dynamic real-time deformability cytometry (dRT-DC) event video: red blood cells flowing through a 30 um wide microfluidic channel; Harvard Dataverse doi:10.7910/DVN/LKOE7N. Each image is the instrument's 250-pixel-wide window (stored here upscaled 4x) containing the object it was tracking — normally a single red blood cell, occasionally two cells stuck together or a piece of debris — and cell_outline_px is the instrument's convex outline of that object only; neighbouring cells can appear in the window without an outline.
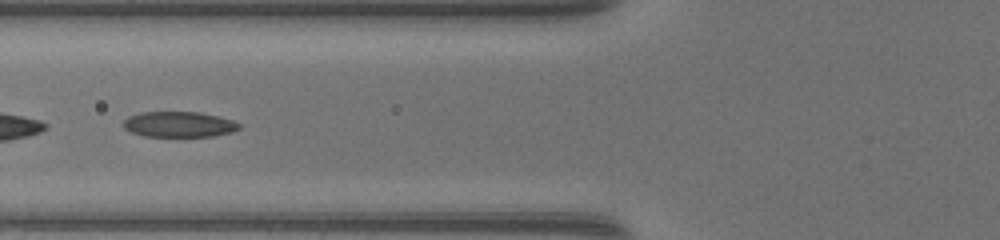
{"species": "common noctule bat (a hibernating species)", "species_latin": "Nyctalus noctula", "temperature_condition": "warm", "stored_images_in_passage": 48, "segment_of_instrument_passage": [2, 2], "camera_frame_rate_fps": 3000, "um_per_image_px": 0.085, "animal": {"sex": "female", "body_mass_g": 17.0, "forearm_length_mm": 48.0}, "frame": {"image": 1, "passage_image": 21, "time_ms": 6.667, "image_size_px": [1000, 240], "cell_outline_px": [[240, 128], [232, 132], [212, 136], [144, 136], [132, 132], [124, 128], [124, 120], [128, 116], [140, 112], [200, 112], [232, 120], [240, 124]], "centroid_in_image_um": [15.2, 10.56], "position_along_channel_um": 110.6, "area_um2": 17.11}}
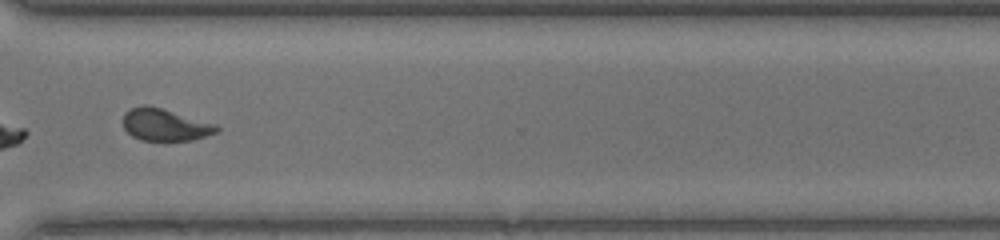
{"frame": {"image": 2, "passage_image": 38, "time_ms": 12.333, "image_size_px": [1000, 240], "cell_outline_px": [[220, 128], [216, 132], [192, 140], [140, 140], [132, 136], [124, 128], [124, 112], [132, 108], [144, 104], [148, 104], [216, 124]], "centroid_in_image_um": [14.0, 10.59], "position_along_channel_um": 356.6, "area_um2": 17.34}}